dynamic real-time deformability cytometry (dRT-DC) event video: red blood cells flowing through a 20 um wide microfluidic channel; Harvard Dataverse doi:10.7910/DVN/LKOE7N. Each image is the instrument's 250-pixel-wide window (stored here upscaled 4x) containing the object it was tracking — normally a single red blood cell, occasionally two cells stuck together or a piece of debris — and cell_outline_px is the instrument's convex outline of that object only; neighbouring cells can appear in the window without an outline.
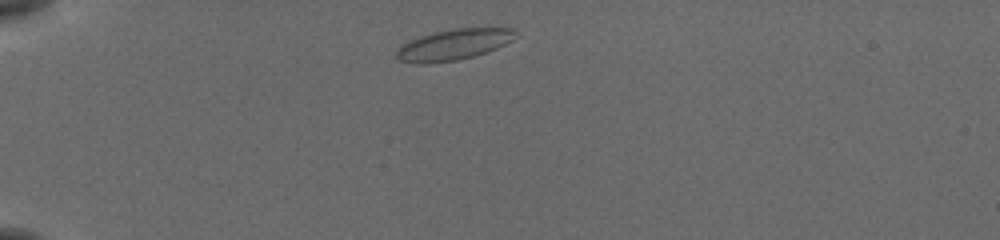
{"species": "common noctule bat (a hibernating species)", "species_latin": "Nyctalus noctula", "temperature_condition": "cold", "stored_images_in_passage": 43, "camera_frame_rate_fps": 3000, "um_per_image_px": 0.085, "animal": {"sex": "female", "body_mass_g": 19.5, "forearm_length_mm": 54.1}, "frame": {"image": 1, "passage_image": 3, "time_ms": 0.667, "image_size_px": [1000, 240], "cell_outline_px": [[516, 32], [512, 40], [488, 52], [456, 60], [424, 64], [420, 64], [400, 60], [396, 56], [396, 52], [404, 44], [420, 36], [436, 32], [456, 28], [488, 24], [516, 28]], "centroid_in_image_um": [38.7, 3.73], "position_along_channel_um": 46.3, "area_um2": 21.85}}
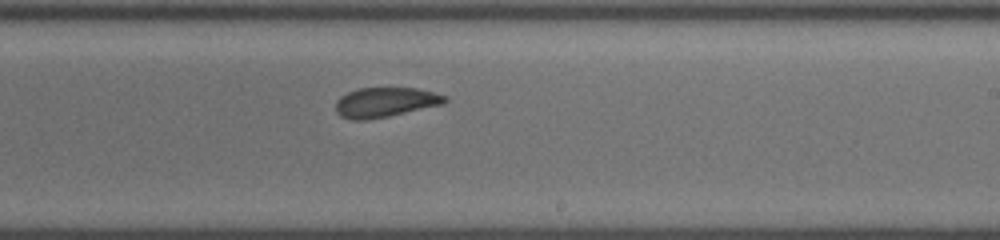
{"frame": {"image": 2, "passage_image": 23, "time_ms": 7.333, "image_size_px": [1000, 240], "cell_outline_px": [[448, 100], [444, 104], [388, 116], [364, 120], [352, 120], [340, 116], [336, 112], [336, 100], [340, 96], [348, 92], [360, 88], [416, 88], [448, 96]], "centroid_in_image_um": [32.74, 8.69], "position_along_channel_um": 256.3, "area_um2": 18.9}}
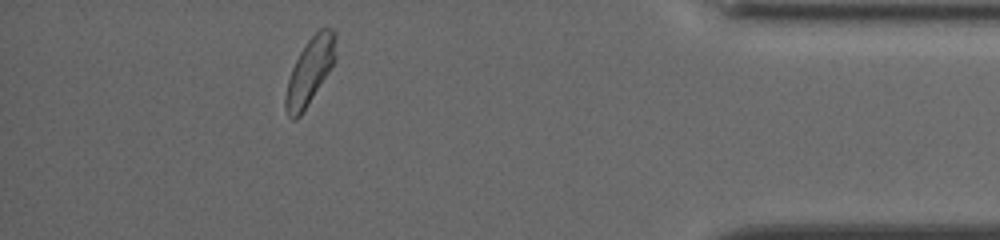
{"frame": {"image": 3, "passage_image": 38, "time_ms": 12.333, "image_size_px": [1000, 240], "cell_outline_px": [[336, 56], [328, 72], [300, 116], [296, 120], [292, 120], [288, 116], [284, 108], [284, 100], [288, 80], [292, 68], [300, 52], [308, 40], [320, 28], [332, 28], [336, 32]], "centroid_in_image_um": [26.33, 6.04], "position_along_channel_um": 408.9, "area_um2": 19.13}, "authors_computed_cell_mechanics": {"area_um2": 19.363, "velocity_mm_per_s": 3.7682, "shape_relaxation_time_tau1_ms": 9.1513, "shape_relaxation_time_tau2_ms": 1.7025, "deformation_change_tau1": 0.1124, "deformation_change_tau2": 0.0468}}